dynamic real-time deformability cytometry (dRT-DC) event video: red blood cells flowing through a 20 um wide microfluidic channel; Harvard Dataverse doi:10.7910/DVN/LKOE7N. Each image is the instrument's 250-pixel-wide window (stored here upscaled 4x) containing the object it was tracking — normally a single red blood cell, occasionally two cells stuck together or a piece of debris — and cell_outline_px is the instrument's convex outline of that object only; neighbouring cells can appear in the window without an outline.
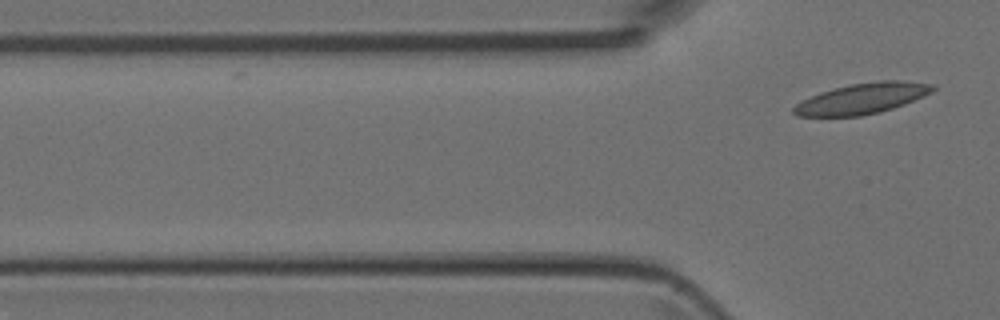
{"species": "Egyptian fruit bat (a non-hibernating species)", "species_latin": "Rousettus aegyptiacus", "temperature_condition": "room temperature", "stored_images_in_passage": 3, "camera_frame_rate_fps": 3000, "um_per_image_px": 0.085, "animal": {"sex": "female"}, "frame": {"image": 1, "passage_image": 3, "time_ms": 0.667, "image_size_px": [1000, 320], "cell_outline_px": [[936, 88], [932, 92], [904, 104], [892, 108], [860, 116], [796, 116], [792, 112], [792, 108], [796, 104], [820, 92], [848, 84], [880, 80], [900, 80], [936, 84]], "centroid_in_image_um": [73.3, 8.36], "position_along_channel_um": 52.5, "area_um2": 24.74}}